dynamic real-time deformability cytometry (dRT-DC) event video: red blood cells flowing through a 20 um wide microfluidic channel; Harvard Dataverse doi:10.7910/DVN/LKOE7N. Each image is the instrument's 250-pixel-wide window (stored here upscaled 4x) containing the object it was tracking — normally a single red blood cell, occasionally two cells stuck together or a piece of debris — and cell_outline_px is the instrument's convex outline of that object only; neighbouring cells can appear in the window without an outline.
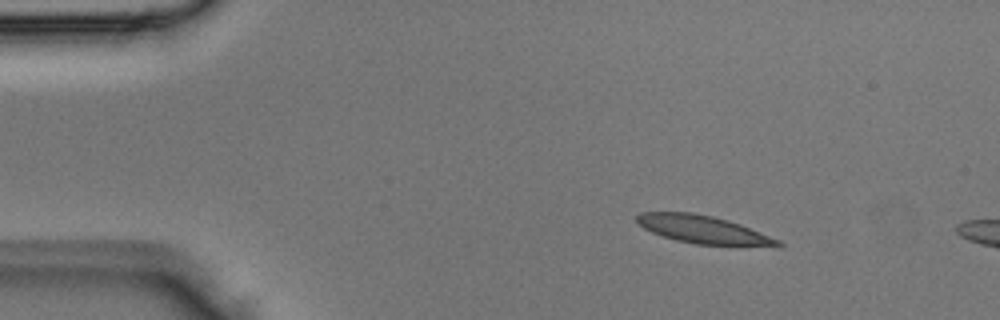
{"species": "Egyptian fruit bat (a non-hibernating species)", "species_latin": "Rousettus aegyptiacus", "temperature_condition": "room temperature", "stored_images_in_passage": 3, "camera_frame_rate_fps": 3000, "um_per_image_px": 0.085, "animal": {"sex": "male"}, "frame": {"image": 1, "passage_image": 1, "time_ms": 0.0, "image_size_px": [1000, 320], "cell_outline_px": [[784, 244], [780, 248], [696, 244], [676, 240], [652, 232], [636, 224], [636, 216], [640, 212], [692, 212], [712, 216], [728, 220], [740, 224], [780, 240]], "centroid_in_image_um": [59.85, 19.54], "position_along_channel_um": 25.1, "area_um2": 23.41}}